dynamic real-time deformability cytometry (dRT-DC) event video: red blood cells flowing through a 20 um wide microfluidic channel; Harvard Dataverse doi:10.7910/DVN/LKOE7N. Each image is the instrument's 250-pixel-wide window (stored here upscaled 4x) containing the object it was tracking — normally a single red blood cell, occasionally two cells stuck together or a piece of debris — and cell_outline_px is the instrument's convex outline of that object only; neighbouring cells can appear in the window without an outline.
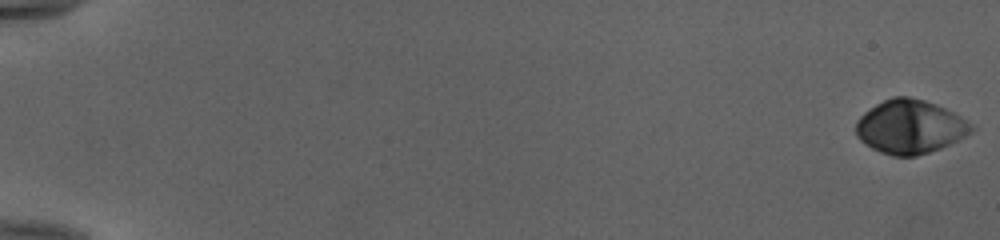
{"species": "human", "species_latin": "Homo sapiens", "temperature_condition": "cold", "stored_images_in_passage": 54, "camera_frame_rate_fps": 3000, "um_per_image_px": 0.085, "donor": {"sex": "female"}, "frame": {"image": 1, "passage_image": 1, "time_ms": 0.0, "image_size_px": [1000, 240], "cell_outline_px": [[976, 128], [972, 132], [940, 148], [916, 156], [892, 156], [880, 152], [872, 148], [860, 140], [856, 136], [856, 120], [864, 112], [876, 104], [892, 96], [908, 96], [924, 100], [936, 104], [960, 116], [972, 124]], "centroid_in_image_um": [77.33, 10.77], "position_along_channel_um": 7.7, "area_um2": 36.01}}
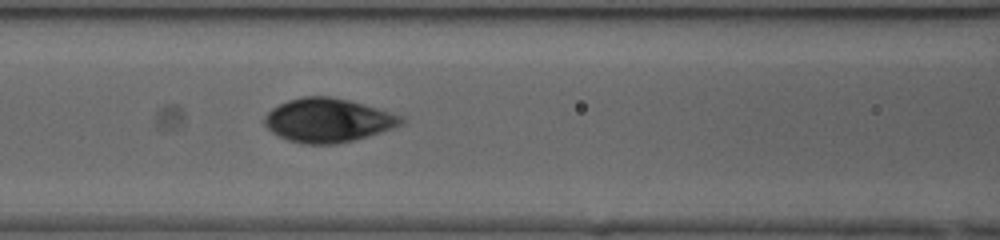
{"frame": {"image": 2, "passage_image": 26, "time_ms": 8.333, "image_size_px": [1000, 240], "cell_outline_px": [[404, 124], [356, 140], [336, 144], [304, 144], [288, 140], [272, 132], [264, 124], [264, 116], [272, 108], [288, 100], [304, 96], [332, 96], [364, 104], [404, 116]], "centroid_in_image_um": [27.89, 10.22], "position_along_channel_um": 138.7, "area_um2": 34.97}}
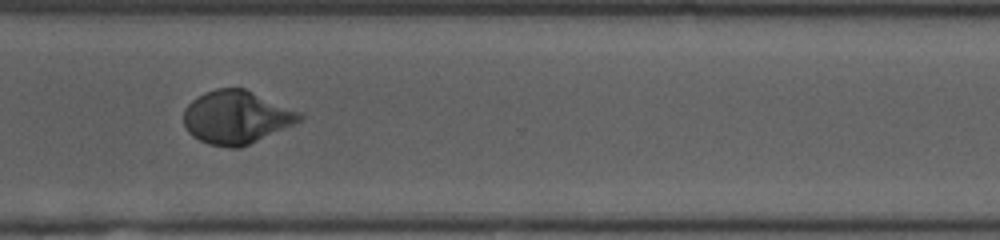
{"frame": {"image": 3, "passage_image": 42, "time_ms": 13.667, "image_size_px": [1000, 240], "cell_outline_px": [[304, 116], [300, 120], [284, 128], [240, 148], [228, 148], [208, 144], [192, 136], [188, 132], [184, 124], [184, 108], [192, 100], [204, 92], [216, 88], [244, 88], [300, 112]], "centroid_in_image_um": [20.04, 9.97], "position_along_channel_um": 350.6, "area_um2": 35.6}, "authors_computed_cell_mechanics": {"area_um2": 35.3158, "velocity_mm_per_s": 3.9864, "shape_relaxation_time_tau1_ms": 3.1301, "shape_relaxation_time_tau2_ms": null, "deformation_change_tau1": 0.1559, "deformation_change_tau2": null}}